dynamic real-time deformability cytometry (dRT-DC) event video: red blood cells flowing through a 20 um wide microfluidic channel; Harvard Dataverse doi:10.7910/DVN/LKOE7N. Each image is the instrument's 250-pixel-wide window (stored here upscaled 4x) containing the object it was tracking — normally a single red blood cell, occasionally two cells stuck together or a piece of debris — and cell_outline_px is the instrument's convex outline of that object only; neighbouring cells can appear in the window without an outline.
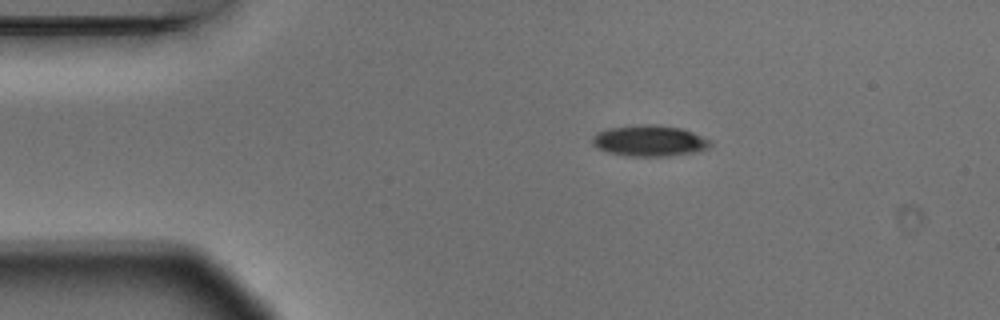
{"species": "Egyptian fruit bat (a non-hibernating species)", "species_latin": "Rousettus aegyptiacus", "temperature_condition": "warm", "stored_images_in_passage": 2, "camera_frame_rate_fps": 3000, "um_per_image_px": 0.085, "animal": {"sex": "male"}, "frame": {"image": 1, "passage_image": 1, "time_ms": 0.0, "image_size_px": [1000, 320], "cell_outline_px": [[712, 144], [708, 148], [696, 152], [668, 156], [628, 156], [608, 152], [596, 148], [592, 144], [592, 136], [596, 132], [608, 128], [640, 124], [652, 124], [680, 128], [692, 132], [712, 140]], "centroid_in_image_um": [55.19, 11.96], "position_along_channel_um": 29.8, "area_um2": 21.5}}